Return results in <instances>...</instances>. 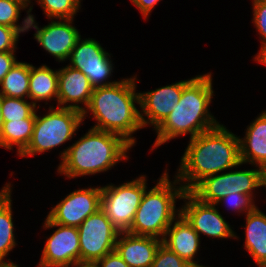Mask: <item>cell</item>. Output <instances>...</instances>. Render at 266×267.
Returning a JSON list of instances; mask_svg holds the SVG:
<instances>
[{
  "mask_svg": "<svg viewBox=\"0 0 266 267\" xmlns=\"http://www.w3.org/2000/svg\"><path fill=\"white\" fill-rule=\"evenodd\" d=\"M30 63L17 61L0 83V95L29 99Z\"/></svg>",
  "mask_w": 266,
  "mask_h": 267,
  "instance_id": "24",
  "label": "cell"
},
{
  "mask_svg": "<svg viewBox=\"0 0 266 267\" xmlns=\"http://www.w3.org/2000/svg\"><path fill=\"white\" fill-rule=\"evenodd\" d=\"M12 186L13 184L9 181L0 189V267L20 266L10 258H7L10 255L9 253L18 246V241L15 236L16 226H14V213L12 209V190L15 187Z\"/></svg>",
  "mask_w": 266,
  "mask_h": 267,
  "instance_id": "20",
  "label": "cell"
},
{
  "mask_svg": "<svg viewBox=\"0 0 266 267\" xmlns=\"http://www.w3.org/2000/svg\"><path fill=\"white\" fill-rule=\"evenodd\" d=\"M35 15L30 13L28 32L35 29V41L55 61L66 63L77 40L81 37L80 29L74 24L75 19H49L47 25L39 26Z\"/></svg>",
  "mask_w": 266,
  "mask_h": 267,
  "instance_id": "12",
  "label": "cell"
},
{
  "mask_svg": "<svg viewBox=\"0 0 266 267\" xmlns=\"http://www.w3.org/2000/svg\"><path fill=\"white\" fill-rule=\"evenodd\" d=\"M139 10L144 20L150 19L152 10L156 9L162 0H129Z\"/></svg>",
  "mask_w": 266,
  "mask_h": 267,
  "instance_id": "33",
  "label": "cell"
},
{
  "mask_svg": "<svg viewBox=\"0 0 266 267\" xmlns=\"http://www.w3.org/2000/svg\"><path fill=\"white\" fill-rule=\"evenodd\" d=\"M80 260L97 261L115 250L120 231L100 208L78 227Z\"/></svg>",
  "mask_w": 266,
  "mask_h": 267,
  "instance_id": "11",
  "label": "cell"
},
{
  "mask_svg": "<svg viewBox=\"0 0 266 267\" xmlns=\"http://www.w3.org/2000/svg\"><path fill=\"white\" fill-rule=\"evenodd\" d=\"M239 138L224 124L189 139L174 176L185 191L240 164Z\"/></svg>",
  "mask_w": 266,
  "mask_h": 267,
  "instance_id": "1",
  "label": "cell"
},
{
  "mask_svg": "<svg viewBox=\"0 0 266 267\" xmlns=\"http://www.w3.org/2000/svg\"><path fill=\"white\" fill-rule=\"evenodd\" d=\"M256 200L251 195H245L241 193H231L227 196L221 198L219 201L215 203L218 207L227 206V211L234 212L238 216H245L248 212L253 211L258 205L256 204ZM221 205V206H220Z\"/></svg>",
  "mask_w": 266,
  "mask_h": 267,
  "instance_id": "28",
  "label": "cell"
},
{
  "mask_svg": "<svg viewBox=\"0 0 266 267\" xmlns=\"http://www.w3.org/2000/svg\"><path fill=\"white\" fill-rule=\"evenodd\" d=\"M29 100L37 108H42L41 102L49 107H54L55 102L58 107V69H51L46 64L39 67L30 64Z\"/></svg>",
  "mask_w": 266,
  "mask_h": 267,
  "instance_id": "21",
  "label": "cell"
},
{
  "mask_svg": "<svg viewBox=\"0 0 266 267\" xmlns=\"http://www.w3.org/2000/svg\"><path fill=\"white\" fill-rule=\"evenodd\" d=\"M83 0H34L48 19H75Z\"/></svg>",
  "mask_w": 266,
  "mask_h": 267,
  "instance_id": "25",
  "label": "cell"
},
{
  "mask_svg": "<svg viewBox=\"0 0 266 267\" xmlns=\"http://www.w3.org/2000/svg\"><path fill=\"white\" fill-rule=\"evenodd\" d=\"M82 37L77 40L72 49L67 65L83 72L94 88L117 83L119 79L112 80L115 73L113 55L95 38Z\"/></svg>",
  "mask_w": 266,
  "mask_h": 267,
  "instance_id": "9",
  "label": "cell"
},
{
  "mask_svg": "<svg viewBox=\"0 0 266 267\" xmlns=\"http://www.w3.org/2000/svg\"><path fill=\"white\" fill-rule=\"evenodd\" d=\"M247 125L239 138L240 161L258 166L266 172V109Z\"/></svg>",
  "mask_w": 266,
  "mask_h": 267,
  "instance_id": "19",
  "label": "cell"
},
{
  "mask_svg": "<svg viewBox=\"0 0 266 267\" xmlns=\"http://www.w3.org/2000/svg\"><path fill=\"white\" fill-rule=\"evenodd\" d=\"M161 239L120 232L116 252L129 267H151Z\"/></svg>",
  "mask_w": 266,
  "mask_h": 267,
  "instance_id": "18",
  "label": "cell"
},
{
  "mask_svg": "<svg viewBox=\"0 0 266 267\" xmlns=\"http://www.w3.org/2000/svg\"><path fill=\"white\" fill-rule=\"evenodd\" d=\"M15 52L17 51L0 52V83L18 61Z\"/></svg>",
  "mask_w": 266,
  "mask_h": 267,
  "instance_id": "32",
  "label": "cell"
},
{
  "mask_svg": "<svg viewBox=\"0 0 266 267\" xmlns=\"http://www.w3.org/2000/svg\"><path fill=\"white\" fill-rule=\"evenodd\" d=\"M243 165L245 166L241 162L228 171L203 178L190 192L200 201L209 204H215L221 198L235 192L251 195L255 199L256 193H259L256 190H266V172L258 166L239 170Z\"/></svg>",
  "mask_w": 266,
  "mask_h": 267,
  "instance_id": "7",
  "label": "cell"
},
{
  "mask_svg": "<svg viewBox=\"0 0 266 267\" xmlns=\"http://www.w3.org/2000/svg\"><path fill=\"white\" fill-rule=\"evenodd\" d=\"M253 61L256 62L257 64H261L264 67L266 66V45L263 46L256 54H254Z\"/></svg>",
  "mask_w": 266,
  "mask_h": 267,
  "instance_id": "35",
  "label": "cell"
},
{
  "mask_svg": "<svg viewBox=\"0 0 266 267\" xmlns=\"http://www.w3.org/2000/svg\"><path fill=\"white\" fill-rule=\"evenodd\" d=\"M212 74L210 71L193 76L183 87L177 106L154 130L156 139L151 152L172 139L187 135L191 139L221 124L210 111L216 94Z\"/></svg>",
  "mask_w": 266,
  "mask_h": 267,
  "instance_id": "3",
  "label": "cell"
},
{
  "mask_svg": "<svg viewBox=\"0 0 266 267\" xmlns=\"http://www.w3.org/2000/svg\"><path fill=\"white\" fill-rule=\"evenodd\" d=\"M138 82H141L138 75L133 74L115 84L94 88L89 105L82 113L83 124L86 117H91L95 124L90 127L118 134L135 147L138 141L134 134L144 129Z\"/></svg>",
  "mask_w": 266,
  "mask_h": 267,
  "instance_id": "2",
  "label": "cell"
},
{
  "mask_svg": "<svg viewBox=\"0 0 266 267\" xmlns=\"http://www.w3.org/2000/svg\"><path fill=\"white\" fill-rule=\"evenodd\" d=\"M191 80L184 79L159 88L139 91L140 119L143 128L154 131L179 103L183 87Z\"/></svg>",
  "mask_w": 266,
  "mask_h": 267,
  "instance_id": "15",
  "label": "cell"
},
{
  "mask_svg": "<svg viewBox=\"0 0 266 267\" xmlns=\"http://www.w3.org/2000/svg\"><path fill=\"white\" fill-rule=\"evenodd\" d=\"M22 11L25 17L19 22ZM30 13L20 3L13 0H0V25L15 28L20 34L28 32Z\"/></svg>",
  "mask_w": 266,
  "mask_h": 267,
  "instance_id": "26",
  "label": "cell"
},
{
  "mask_svg": "<svg viewBox=\"0 0 266 267\" xmlns=\"http://www.w3.org/2000/svg\"><path fill=\"white\" fill-rule=\"evenodd\" d=\"M67 267H99L96 261L77 260Z\"/></svg>",
  "mask_w": 266,
  "mask_h": 267,
  "instance_id": "36",
  "label": "cell"
},
{
  "mask_svg": "<svg viewBox=\"0 0 266 267\" xmlns=\"http://www.w3.org/2000/svg\"><path fill=\"white\" fill-rule=\"evenodd\" d=\"M56 203L46 216L53 223L78 227L87 217L101 208V185L79 187Z\"/></svg>",
  "mask_w": 266,
  "mask_h": 267,
  "instance_id": "14",
  "label": "cell"
},
{
  "mask_svg": "<svg viewBox=\"0 0 266 267\" xmlns=\"http://www.w3.org/2000/svg\"><path fill=\"white\" fill-rule=\"evenodd\" d=\"M37 108L33 134L27 148L19 155L20 158H30L36 154L47 153L48 151L64 146L68 141H73L78 134L79 128L83 126L82 112L76 109L49 107L40 115Z\"/></svg>",
  "mask_w": 266,
  "mask_h": 267,
  "instance_id": "6",
  "label": "cell"
},
{
  "mask_svg": "<svg viewBox=\"0 0 266 267\" xmlns=\"http://www.w3.org/2000/svg\"><path fill=\"white\" fill-rule=\"evenodd\" d=\"M43 230H53L43 243L41 258L36 267H67L80 260L79 231L77 227L53 223L47 216L42 222Z\"/></svg>",
  "mask_w": 266,
  "mask_h": 267,
  "instance_id": "13",
  "label": "cell"
},
{
  "mask_svg": "<svg viewBox=\"0 0 266 267\" xmlns=\"http://www.w3.org/2000/svg\"><path fill=\"white\" fill-rule=\"evenodd\" d=\"M151 267H193L162 243L158 247Z\"/></svg>",
  "mask_w": 266,
  "mask_h": 267,
  "instance_id": "29",
  "label": "cell"
},
{
  "mask_svg": "<svg viewBox=\"0 0 266 267\" xmlns=\"http://www.w3.org/2000/svg\"><path fill=\"white\" fill-rule=\"evenodd\" d=\"M87 130L59 152L56 172L67 180L105 174L120 162L131 159L129 151L133 146L122 136L92 127Z\"/></svg>",
  "mask_w": 266,
  "mask_h": 267,
  "instance_id": "4",
  "label": "cell"
},
{
  "mask_svg": "<svg viewBox=\"0 0 266 267\" xmlns=\"http://www.w3.org/2000/svg\"><path fill=\"white\" fill-rule=\"evenodd\" d=\"M252 19L256 34L259 35V50L266 45V0L251 3Z\"/></svg>",
  "mask_w": 266,
  "mask_h": 267,
  "instance_id": "30",
  "label": "cell"
},
{
  "mask_svg": "<svg viewBox=\"0 0 266 267\" xmlns=\"http://www.w3.org/2000/svg\"><path fill=\"white\" fill-rule=\"evenodd\" d=\"M146 174L115 185L101 186V209L111 223L120 231L127 232L134 220L142 196L148 188Z\"/></svg>",
  "mask_w": 266,
  "mask_h": 267,
  "instance_id": "8",
  "label": "cell"
},
{
  "mask_svg": "<svg viewBox=\"0 0 266 267\" xmlns=\"http://www.w3.org/2000/svg\"><path fill=\"white\" fill-rule=\"evenodd\" d=\"M180 214L193 227L198 235L209 238L210 240L224 239H241L237 232L234 231V225L229 222L220 212L219 207L215 204H209L200 201L190 191H185L182 197Z\"/></svg>",
  "mask_w": 266,
  "mask_h": 267,
  "instance_id": "10",
  "label": "cell"
},
{
  "mask_svg": "<svg viewBox=\"0 0 266 267\" xmlns=\"http://www.w3.org/2000/svg\"><path fill=\"white\" fill-rule=\"evenodd\" d=\"M99 267H129L116 250L96 261Z\"/></svg>",
  "mask_w": 266,
  "mask_h": 267,
  "instance_id": "34",
  "label": "cell"
},
{
  "mask_svg": "<svg viewBox=\"0 0 266 267\" xmlns=\"http://www.w3.org/2000/svg\"><path fill=\"white\" fill-rule=\"evenodd\" d=\"M201 238L187 220L179 214L168 227L162 244L176 253L193 267H213L200 263L198 251H201Z\"/></svg>",
  "mask_w": 266,
  "mask_h": 267,
  "instance_id": "17",
  "label": "cell"
},
{
  "mask_svg": "<svg viewBox=\"0 0 266 267\" xmlns=\"http://www.w3.org/2000/svg\"><path fill=\"white\" fill-rule=\"evenodd\" d=\"M20 36L15 28L0 25V52L17 51Z\"/></svg>",
  "mask_w": 266,
  "mask_h": 267,
  "instance_id": "31",
  "label": "cell"
},
{
  "mask_svg": "<svg viewBox=\"0 0 266 267\" xmlns=\"http://www.w3.org/2000/svg\"><path fill=\"white\" fill-rule=\"evenodd\" d=\"M3 126V119H2V109H1V95H0V133Z\"/></svg>",
  "mask_w": 266,
  "mask_h": 267,
  "instance_id": "38",
  "label": "cell"
},
{
  "mask_svg": "<svg viewBox=\"0 0 266 267\" xmlns=\"http://www.w3.org/2000/svg\"><path fill=\"white\" fill-rule=\"evenodd\" d=\"M94 87L88 77L69 65L58 69V107L83 113L88 107Z\"/></svg>",
  "mask_w": 266,
  "mask_h": 267,
  "instance_id": "16",
  "label": "cell"
},
{
  "mask_svg": "<svg viewBox=\"0 0 266 267\" xmlns=\"http://www.w3.org/2000/svg\"><path fill=\"white\" fill-rule=\"evenodd\" d=\"M167 168L168 164L162 175L153 180L155 185L145 190L127 232L162 240L172 221L180 214V207L176 204L182 200L185 190L174 175L171 180Z\"/></svg>",
  "mask_w": 266,
  "mask_h": 267,
  "instance_id": "5",
  "label": "cell"
},
{
  "mask_svg": "<svg viewBox=\"0 0 266 267\" xmlns=\"http://www.w3.org/2000/svg\"><path fill=\"white\" fill-rule=\"evenodd\" d=\"M3 121H16L36 117L37 107L28 99L1 96Z\"/></svg>",
  "mask_w": 266,
  "mask_h": 267,
  "instance_id": "27",
  "label": "cell"
},
{
  "mask_svg": "<svg viewBox=\"0 0 266 267\" xmlns=\"http://www.w3.org/2000/svg\"><path fill=\"white\" fill-rule=\"evenodd\" d=\"M13 1L22 4L28 10L29 13H32L34 0H13Z\"/></svg>",
  "mask_w": 266,
  "mask_h": 267,
  "instance_id": "37",
  "label": "cell"
},
{
  "mask_svg": "<svg viewBox=\"0 0 266 267\" xmlns=\"http://www.w3.org/2000/svg\"><path fill=\"white\" fill-rule=\"evenodd\" d=\"M244 247L257 267H266V213L257 206L245 215Z\"/></svg>",
  "mask_w": 266,
  "mask_h": 267,
  "instance_id": "22",
  "label": "cell"
},
{
  "mask_svg": "<svg viewBox=\"0 0 266 267\" xmlns=\"http://www.w3.org/2000/svg\"><path fill=\"white\" fill-rule=\"evenodd\" d=\"M36 117L16 121H3L0 133V147L14 150L19 156L31 141Z\"/></svg>",
  "mask_w": 266,
  "mask_h": 267,
  "instance_id": "23",
  "label": "cell"
}]
</instances>
